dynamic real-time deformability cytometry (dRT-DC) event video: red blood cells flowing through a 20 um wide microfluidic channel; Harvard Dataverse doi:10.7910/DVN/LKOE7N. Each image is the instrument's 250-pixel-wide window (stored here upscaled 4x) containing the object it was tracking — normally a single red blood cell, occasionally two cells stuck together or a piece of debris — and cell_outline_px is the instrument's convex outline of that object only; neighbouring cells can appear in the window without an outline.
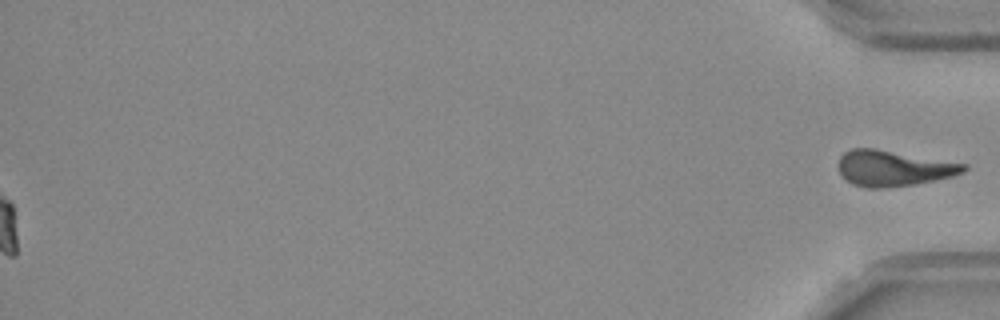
{"species": "Egyptian fruit bat (a non-hibernating species)", "species_latin": "Rousettus aegyptiacus", "temperature_condition": "room temperature", "stored_images_in_passage": 48, "segment_of_instrument_passage": [2, 2], "camera_frame_rate_fps": 3000, "um_per_image_px": 0.085, "frame": {"image": 1, "passage_image": 48, "time_ms": 15.667, "image_size_px": [1000, 320], "cell_outline_px": [[968, 168], [964, 172], [952, 176], [912, 184], [880, 188], [868, 188], [852, 184], [840, 172], [840, 156], [844, 152], [852, 148], [876, 148], [968, 164]], "centroid_in_image_um": [75.96, 14.28], "position_along_channel_um": 359.2, "area_um2": 25.78}}